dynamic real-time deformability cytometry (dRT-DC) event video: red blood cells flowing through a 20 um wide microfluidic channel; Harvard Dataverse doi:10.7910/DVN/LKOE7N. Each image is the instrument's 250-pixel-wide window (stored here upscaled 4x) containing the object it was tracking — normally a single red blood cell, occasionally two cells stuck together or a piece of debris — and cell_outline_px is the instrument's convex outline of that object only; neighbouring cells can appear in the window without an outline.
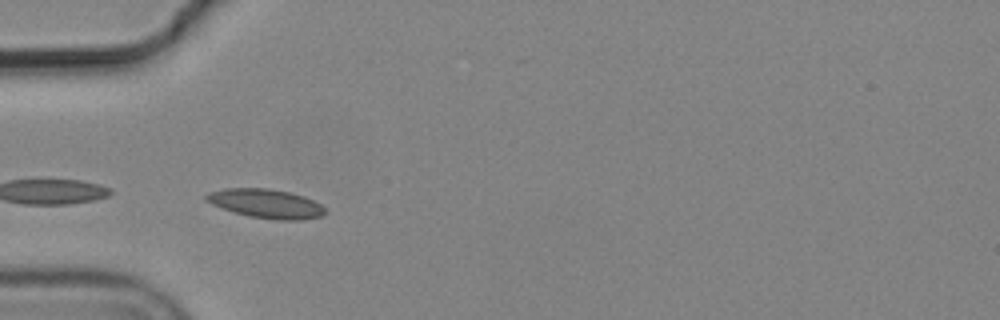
{"species": "common noctule bat (a hibernating species)", "species_latin": "Nyctalus noctula", "temperature_condition": "cold", "stored_images_in_passage": 3, "camera_frame_rate_fps": 3000, "um_per_image_px": 0.085, "animal": {"sex": "male", "body_mass_g": 19.2, "forearm_length_mm": 51.8}, "frame": {"image": 1, "passage_image": 3, "time_ms": 0.667, "image_size_px": [1000, 320], "cell_outline_px": [[328, 212], [324, 216], [300, 220], [276, 220], [248, 216], [212, 204], [204, 200], [204, 196], [208, 192], [224, 188], [268, 188], [288, 192], [304, 196], [320, 204]], "centroid_in_image_um": [22.63, 17.3], "position_along_channel_um": 62.4, "area_um2": 20.17}}